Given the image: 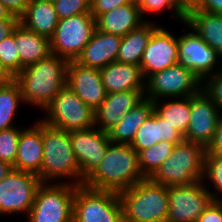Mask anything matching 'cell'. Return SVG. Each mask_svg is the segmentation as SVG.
I'll return each instance as SVG.
<instances>
[{"label":"cell","mask_w":222,"mask_h":222,"mask_svg":"<svg viewBox=\"0 0 222 222\" xmlns=\"http://www.w3.org/2000/svg\"><path fill=\"white\" fill-rule=\"evenodd\" d=\"M68 60L50 54L24 67L14 80L19 84L24 104L44 110L66 85Z\"/></svg>","instance_id":"6da1fadb"},{"label":"cell","mask_w":222,"mask_h":222,"mask_svg":"<svg viewBox=\"0 0 222 222\" xmlns=\"http://www.w3.org/2000/svg\"><path fill=\"white\" fill-rule=\"evenodd\" d=\"M144 179L147 178L142 174L135 149L129 144L110 142L101 163L83 181V185L120 193Z\"/></svg>","instance_id":"7a4b0ae2"},{"label":"cell","mask_w":222,"mask_h":222,"mask_svg":"<svg viewBox=\"0 0 222 222\" xmlns=\"http://www.w3.org/2000/svg\"><path fill=\"white\" fill-rule=\"evenodd\" d=\"M43 161L38 178L41 182H68L80 186V167L71 147L68 131L52 127L42 121ZM62 181H59L62 179ZM68 179L70 181L65 180ZM65 180V181H64Z\"/></svg>","instance_id":"3957f363"},{"label":"cell","mask_w":222,"mask_h":222,"mask_svg":"<svg viewBox=\"0 0 222 222\" xmlns=\"http://www.w3.org/2000/svg\"><path fill=\"white\" fill-rule=\"evenodd\" d=\"M124 222H166L168 187L144 179L118 193Z\"/></svg>","instance_id":"277c9868"},{"label":"cell","mask_w":222,"mask_h":222,"mask_svg":"<svg viewBox=\"0 0 222 222\" xmlns=\"http://www.w3.org/2000/svg\"><path fill=\"white\" fill-rule=\"evenodd\" d=\"M205 153L201 144L182 140L149 179L167 187L202 181Z\"/></svg>","instance_id":"5b68a950"},{"label":"cell","mask_w":222,"mask_h":222,"mask_svg":"<svg viewBox=\"0 0 222 222\" xmlns=\"http://www.w3.org/2000/svg\"><path fill=\"white\" fill-rule=\"evenodd\" d=\"M75 188L68 182H41L27 222H73Z\"/></svg>","instance_id":"8992f818"},{"label":"cell","mask_w":222,"mask_h":222,"mask_svg":"<svg viewBox=\"0 0 222 222\" xmlns=\"http://www.w3.org/2000/svg\"><path fill=\"white\" fill-rule=\"evenodd\" d=\"M73 222H124L118 193L76 186Z\"/></svg>","instance_id":"52a82bcc"},{"label":"cell","mask_w":222,"mask_h":222,"mask_svg":"<svg viewBox=\"0 0 222 222\" xmlns=\"http://www.w3.org/2000/svg\"><path fill=\"white\" fill-rule=\"evenodd\" d=\"M43 113L44 118L41 120L44 123L68 132L95 126L94 111L67 85L52 99Z\"/></svg>","instance_id":"ba28073f"},{"label":"cell","mask_w":222,"mask_h":222,"mask_svg":"<svg viewBox=\"0 0 222 222\" xmlns=\"http://www.w3.org/2000/svg\"><path fill=\"white\" fill-rule=\"evenodd\" d=\"M96 20L90 12L59 20L50 38L51 52L68 61H74L91 40Z\"/></svg>","instance_id":"9c48e42d"},{"label":"cell","mask_w":222,"mask_h":222,"mask_svg":"<svg viewBox=\"0 0 222 222\" xmlns=\"http://www.w3.org/2000/svg\"><path fill=\"white\" fill-rule=\"evenodd\" d=\"M202 81L180 64L150 75L145 80L144 98L158 99L189 97L201 90Z\"/></svg>","instance_id":"30bf717a"},{"label":"cell","mask_w":222,"mask_h":222,"mask_svg":"<svg viewBox=\"0 0 222 222\" xmlns=\"http://www.w3.org/2000/svg\"><path fill=\"white\" fill-rule=\"evenodd\" d=\"M40 184L36 174L12 169L0 181V216L23 213L27 217Z\"/></svg>","instance_id":"8fae6325"},{"label":"cell","mask_w":222,"mask_h":222,"mask_svg":"<svg viewBox=\"0 0 222 222\" xmlns=\"http://www.w3.org/2000/svg\"><path fill=\"white\" fill-rule=\"evenodd\" d=\"M212 201L203 181L168 186L169 208L166 222H196Z\"/></svg>","instance_id":"7c38bea8"},{"label":"cell","mask_w":222,"mask_h":222,"mask_svg":"<svg viewBox=\"0 0 222 222\" xmlns=\"http://www.w3.org/2000/svg\"><path fill=\"white\" fill-rule=\"evenodd\" d=\"M184 25L190 29V32L178 36L177 63L191 70L202 81L222 68L220 54L203 41L185 22Z\"/></svg>","instance_id":"4fadbf2b"},{"label":"cell","mask_w":222,"mask_h":222,"mask_svg":"<svg viewBox=\"0 0 222 222\" xmlns=\"http://www.w3.org/2000/svg\"><path fill=\"white\" fill-rule=\"evenodd\" d=\"M73 152L80 167V177L84 181L101 163L111 142L108 133L95 126L84 130L70 131Z\"/></svg>","instance_id":"5bb4252c"},{"label":"cell","mask_w":222,"mask_h":222,"mask_svg":"<svg viewBox=\"0 0 222 222\" xmlns=\"http://www.w3.org/2000/svg\"><path fill=\"white\" fill-rule=\"evenodd\" d=\"M178 36L159 26L142 54L140 69L144 80L150 75L177 64Z\"/></svg>","instance_id":"9a60e30c"},{"label":"cell","mask_w":222,"mask_h":222,"mask_svg":"<svg viewBox=\"0 0 222 222\" xmlns=\"http://www.w3.org/2000/svg\"><path fill=\"white\" fill-rule=\"evenodd\" d=\"M221 110L200 90L190 96V120L184 140L199 143L205 148L212 141Z\"/></svg>","instance_id":"2e32d148"},{"label":"cell","mask_w":222,"mask_h":222,"mask_svg":"<svg viewBox=\"0 0 222 222\" xmlns=\"http://www.w3.org/2000/svg\"><path fill=\"white\" fill-rule=\"evenodd\" d=\"M66 85L93 111L107 95L100 69L80 65L75 60L68 62Z\"/></svg>","instance_id":"e0dca14e"},{"label":"cell","mask_w":222,"mask_h":222,"mask_svg":"<svg viewBox=\"0 0 222 222\" xmlns=\"http://www.w3.org/2000/svg\"><path fill=\"white\" fill-rule=\"evenodd\" d=\"M143 99L144 91L107 93L103 102L94 111L95 127L107 133Z\"/></svg>","instance_id":"ac0fdd59"},{"label":"cell","mask_w":222,"mask_h":222,"mask_svg":"<svg viewBox=\"0 0 222 222\" xmlns=\"http://www.w3.org/2000/svg\"><path fill=\"white\" fill-rule=\"evenodd\" d=\"M43 161L42 120L22 128L13 169L40 174Z\"/></svg>","instance_id":"d6986e66"},{"label":"cell","mask_w":222,"mask_h":222,"mask_svg":"<svg viewBox=\"0 0 222 222\" xmlns=\"http://www.w3.org/2000/svg\"><path fill=\"white\" fill-rule=\"evenodd\" d=\"M122 37L95 29L91 40L75 60L78 64L101 69L116 62Z\"/></svg>","instance_id":"ffe728a7"},{"label":"cell","mask_w":222,"mask_h":222,"mask_svg":"<svg viewBox=\"0 0 222 222\" xmlns=\"http://www.w3.org/2000/svg\"><path fill=\"white\" fill-rule=\"evenodd\" d=\"M100 75L107 93L145 91V80L140 66L116 61L101 68Z\"/></svg>","instance_id":"44dd1931"},{"label":"cell","mask_w":222,"mask_h":222,"mask_svg":"<svg viewBox=\"0 0 222 222\" xmlns=\"http://www.w3.org/2000/svg\"><path fill=\"white\" fill-rule=\"evenodd\" d=\"M95 20L96 29L121 37L145 22L137 2L134 1L105 12Z\"/></svg>","instance_id":"7402d4cb"},{"label":"cell","mask_w":222,"mask_h":222,"mask_svg":"<svg viewBox=\"0 0 222 222\" xmlns=\"http://www.w3.org/2000/svg\"><path fill=\"white\" fill-rule=\"evenodd\" d=\"M182 140L184 137L153 111L138 129L131 146L139 153L158 142L180 143Z\"/></svg>","instance_id":"603a6c76"},{"label":"cell","mask_w":222,"mask_h":222,"mask_svg":"<svg viewBox=\"0 0 222 222\" xmlns=\"http://www.w3.org/2000/svg\"><path fill=\"white\" fill-rule=\"evenodd\" d=\"M59 22L55 6L51 0H29L19 23L26 29L51 38Z\"/></svg>","instance_id":"cb8c5ba5"},{"label":"cell","mask_w":222,"mask_h":222,"mask_svg":"<svg viewBox=\"0 0 222 222\" xmlns=\"http://www.w3.org/2000/svg\"><path fill=\"white\" fill-rule=\"evenodd\" d=\"M15 45L21 70L52 54L49 38L26 29L20 23L15 27Z\"/></svg>","instance_id":"d4e9b609"},{"label":"cell","mask_w":222,"mask_h":222,"mask_svg":"<svg viewBox=\"0 0 222 222\" xmlns=\"http://www.w3.org/2000/svg\"><path fill=\"white\" fill-rule=\"evenodd\" d=\"M153 111L154 102L150 99L144 98L107 132L109 140L114 143L131 145L138 129Z\"/></svg>","instance_id":"484cf974"},{"label":"cell","mask_w":222,"mask_h":222,"mask_svg":"<svg viewBox=\"0 0 222 222\" xmlns=\"http://www.w3.org/2000/svg\"><path fill=\"white\" fill-rule=\"evenodd\" d=\"M185 23L219 54L222 51V14L193 9L185 15Z\"/></svg>","instance_id":"4316f807"},{"label":"cell","mask_w":222,"mask_h":222,"mask_svg":"<svg viewBox=\"0 0 222 222\" xmlns=\"http://www.w3.org/2000/svg\"><path fill=\"white\" fill-rule=\"evenodd\" d=\"M151 20L145 21L138 28L133 29L122 37L116 61L125 64L140 66L142 54L152 36L160 26Z\"/></svg>","instance_id":"83f0119b"},{"label":"cell","mask_w":222,"mask_h":222,"mask_svg":"<svg viewBox=\"0 0 222 222\" xmlns=\"http://www.w3.org/2000/svg\"><path fill=\"white\" fill-rule=\"evenodd\" d=\"M169 100L153 101L154 111L184 137L190 120V96Z\"/></svg>","instance_id":"f1b7e54d"},{"label":"cell","mask_w":222,"mask_h":222,"mask_svg":"<svg viewBox=\"0 0 222 222\" xmlns=\"http://www.w3.org/2000/svg\"><path fill=\"white\" fill-rule=\"evenodd\" d=\"M24 104L19 84L13 79L0 85V130L15 127V120L20 103Z\"/></svg>","instance_id":"f546056e"},{"label":"cell","mask_w":222,"mask_h":222,"mask_svg":"<svg viewBox=\"0 0 222 222\" xmlns=\"http://www.w3.org/2000/svg\"><path fill=\"white\" fill-rule=\"evenodd\" d=\"M175 144L162 141L138 153L140 169L146 178H150L170 156Z\"/></svg>","instance_id":"4dcf8cb0"},{"label":"cell","mask_w":222,"mask_h":222,"mask_svg":"<svg viewBox=\"0 0 222 222\" xmlns=\"http://www.w3.org/2000/svg\"><path fill=\"white\" fill-rule=\"evenodd\" d=\"M202 181L211 194L212 200L222 202V155L205 153ZM207 182L213 185V191L210 190Z\"/></svg>","instance_id":"1f68e13d"},{"label":"cell","mask_w":222,"mask_h":222,"mask_svg":"<svg viewBox=\"0 0 222 222\" xmlns=\"http://www.w3.org/2000/svg\"><path fill=\"white\" fill-rule=\"evenodd\" d=\"M0 62L13 77L21 72L20 57L15 45V29L0 42Z\"/></svg>","instance_id":"d6a6232c"},{"label":"cell","mask_w":222,"mask_h":222,"mask_svg":"<svg viewBox=\"0 0 222 222\" xmlns=\"http://www.w3.org/2000/svg\"><path fill=\"white\" fill-rule=\"evenodd\" d=\"M21 130L16 126L0 130V160L13 167Z\"/></svg>","instance_id":"836d02e7"},{"label":"cell","mask_w":222,"mask_h":222,"mask_svg":"<svg viewBox=\"0 0 222 222\" xmlns=\"http://www.w3.org/2000/svg\"><path fill=\"white\" fill-rule=\"evenodd\" d=\"M137 4L144 21H147L144 15L157 14L168 9V11L172 10L173 19H178L181 23L185 22V14L181 11L176 0H140Z\"/></svg>","instance_id":"e575fe53"},{"label":"cell","mask_w":222,"mask_h":222,"mask_svg":"<svg viewBox=\"0 0 222 222\" xmlns=\"http://www.w3.org/2000/svg\"><path fill=\"white\" fill-rule=\"evenodd\" d=\"M59 20L90 12V0H53Z\"/></svg>","instance_id":"d590c367"},{"label":"cell","mask_w":222,"mask_h":222,"mask_svg":"<svg viewBox=\"0 0 222 222\" xmlns=\"http://www.w3.org/2000/svg\"><path fill=\"white\" fill-rule=\"evenodd\" d=\"M201 90L222 111V68L202 80Z\"/></svg>","instance_id":"8d00e7d4"},{"label":"cell","mask_w":222,"mask_h":222,"mask_svg":"<svg viewBox=\"0 0 222 222\" xmlns=\"http://www.w3.org/2000/svg\"><path fill=\"white\" fill-rule=\"evenodd\" d=\"M133 0H90V13L96 19L99 15L111 11L118 6L131 3Z\"/></svg>","instance_id":"74e56055"},{"label":"cell","mask_w":222,"mask_h":222,"mask_svg":"<svg viewBox=\"0 0 222 222\" xmlns=\"http://www.w3.org/2000/svg\"><path fill=\"white\" fill-rule=\"evenodd\" d=\"M196 222H222V202L212 201Z\"/></svg>","instance_id":"f35d334b"},{"label":"cell","mask_w":222,"mask_h":222,"mask_svg":"<svg viewBox=\"0 0 222 222\" xmlns=\"http://www.w3.org/2000/svg\"><path fill=\"white\" fill-rule=\"evenodd\" d=\"M205 149L206 153L222 155V111L219 116L217 127L214 131L212 141Z\"/></svg>","instance_id":"ab89813d"},{"label":"cell","mask_w":222,"mask_h":222,"mask_svg":"<svg viewBox=\"0 0 222 222\" xmlns=\"http://www.w3.org/2000/svg\"><path fill=\"white\" fill-rule=\"evenodd\" d=\"M0 2L12 13L20 18L29 4V0H0Z\"/></svg>","instance_id":"60d3db41"},{"label":"cell","mask_w":222,"mask_h":222,"mask_svg":"<svg viewBox=\"0 0 222 222\" xmlns=\"http://www.w3.org/2000/svg\"><path fill=\"white\" fill-rule=\"evenodd\" d=\"M19 19L0 20V42L13 33Z\"/></svg>","instance_id":"b9f144b4"},{"label":"cell","mask_w":222,"mask_h":222,"mask_svg":"<svg viewBox=\"0 0 222 222\" xmlns=\"http://www.w3.org/2000/svg\"><path fill=\"white\" fill-rule=\"evenodd\" d=\"M197 9L209 13L222 14V0H203Z\"/></svg>","instance_id":"7bdbcfd3"},{"label":"cell","mask_w":222,"mask_h":222,"mask_svg":"<svg viewBox=\"0 0 222 222\" xmlns=\"http://www.w3.org/2000/svg\"><path fill=\"white\" fill-rule=\"evenodd\" d=\"M181 11L186 15L189 11L197 9L203 0H176Z\"/></svg>","instance_id":"ee69618b"},{"label":"cell","mask_w":222,"mask_h":222,"mask_svg":"<svg viewBox=\"0 0 222 222\" xmlns=\"http://www.w3.org/2000/svg\"><path fill=\"white\" fill-rule=\"evenodd\" d=\"M14 77L6 70V68L0 62V85L11 82Z\"/></svg>","instance_id":"f6af8a7d"},{"label":"cell","mask_w":222,"mask_h":222,"mask_svg":"<svg viewBox=\"0 0 222 222\" xmlns=\"http://www.w3.org/2000/svg\"><path fill=\"white\" fill-rule=\"evenodd\" d=\"M4 19H19L12 15V13L0 2V20Z\"/></svg>","instance_id":"bcb514c9"},{"label":"cell","mask_w":222,"mask_h":222,"mask_svg":"<svg viewBox=\"0 0 222 222\" xmlns=\"http://www.w3.org/2000/svg\"><path fill=\"white\" fill-rule=\"evenodd\" d=\"M13 169V166L0 160V181Z\"/></svg>","instance_id":"7dc6e473"},{"label":"cell","mask_w":222,"mask_h":222,"mask_svg":"<svg viewBox=\"0 0 222 222\" xmlns=\"http://www.w3.org/2000/svg\"><path fill=\"white\" fill-rule=\"evenodd\" d=\"M221 67H222V51L220 53Z\"/></svg>","instance_id":"c3c4849f"}]
</instances>
